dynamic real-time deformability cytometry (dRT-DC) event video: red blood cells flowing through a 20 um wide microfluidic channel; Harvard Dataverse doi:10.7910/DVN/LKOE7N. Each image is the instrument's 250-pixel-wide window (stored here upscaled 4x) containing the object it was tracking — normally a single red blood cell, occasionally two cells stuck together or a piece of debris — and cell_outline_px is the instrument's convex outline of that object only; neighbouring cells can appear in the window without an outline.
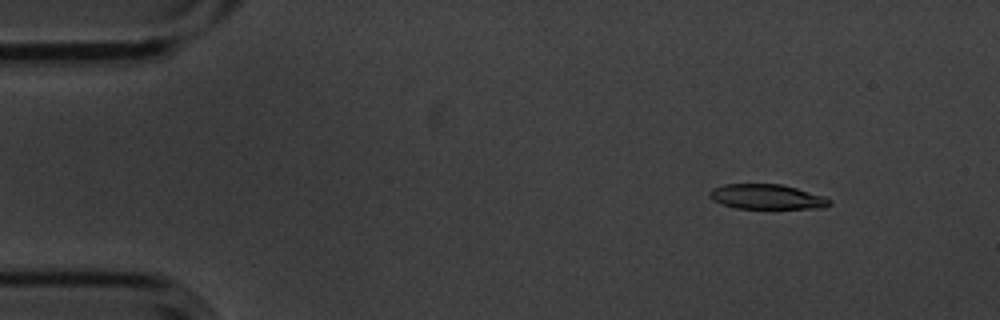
{"species": "common noctule bat (a hibernating species)", "species_latin": "Nyctalus noctula", "temperature_condition": "cold", "stored_images_in_passage": 4, "camera_frame_rate_fps": 3000, "um_per_image_px": 0.085, "animal": {"sex": "male", "body_mass_g": 20.1, "forearm_length_mm": 53.5}, "frame": {"image": 1, "passage_image": 2, "time_ms": 0.333, "image_size_px": [1000, 320], "cell_outline_px": [[832, 204], [824, 208], [736, 208], [712, 200], [708, 196], [708, 192], [712, 188], [724, 184], [780, 184], [796, 188], [824, 196], [832, 200]], "centroid_in_image_um": [65.18, 16.72], "position_along_channel_um": 19.8, "area_um2": 17.4}}